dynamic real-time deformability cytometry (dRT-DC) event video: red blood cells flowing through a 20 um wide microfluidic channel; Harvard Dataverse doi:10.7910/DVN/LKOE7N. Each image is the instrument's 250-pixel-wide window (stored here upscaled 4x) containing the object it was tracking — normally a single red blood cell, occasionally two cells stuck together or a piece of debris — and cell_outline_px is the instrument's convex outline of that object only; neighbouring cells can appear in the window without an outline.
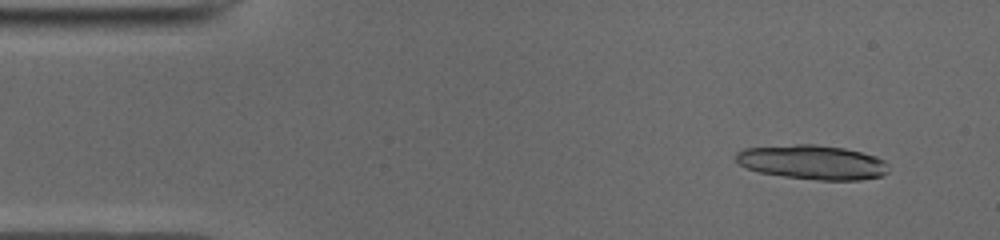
{"species": "common noctule bat (a hibernating species)", "species_latin": "Nyctalus noctula", "temperature_condition": "cold", "stored_images_in_passage": 8, "camera_frame_rate_fps": 3000, "um_per_image_px": 0.085, "animal": {"sex": "male", "body_mass_g": 19.0, "forearm_length_mm": 50.8}, "frame": {"image": 1, "passage_image": 1, "time_ms": 0.0, "image_size_px": [1000, 240], "cell_outline_px": [[888, 172], [880, 176], [860, 180], [820, 180], [784, 176], [760, 172], [748, 168], [740, 164], [736, 160], [736, 152], [744, 148], [796, 144], [816, 144], [844, 148], [876, 156], [884, 160], [888, 164]], "centroid_in_image_um": [69.07, 13.78], "position_along_channel_um": 15.9, "area_um2": 30.46}}